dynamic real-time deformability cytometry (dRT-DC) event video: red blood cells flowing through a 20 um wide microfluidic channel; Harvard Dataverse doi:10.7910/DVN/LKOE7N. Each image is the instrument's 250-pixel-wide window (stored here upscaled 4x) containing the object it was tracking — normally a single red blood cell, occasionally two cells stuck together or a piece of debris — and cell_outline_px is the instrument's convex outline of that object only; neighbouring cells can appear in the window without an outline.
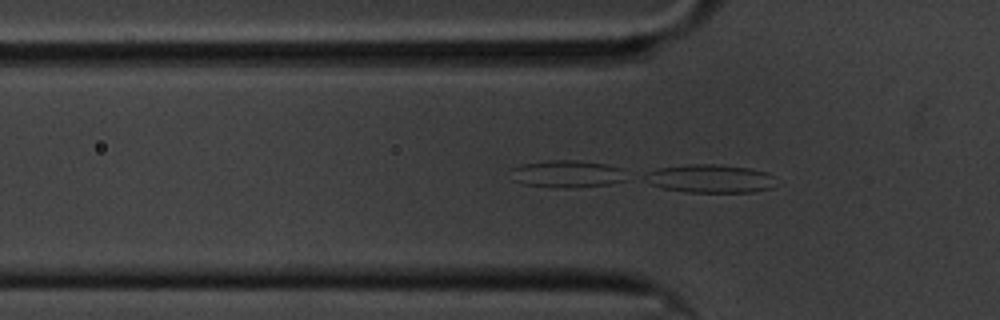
{"species": "common noctule bat (a hibernating species)", "species_latin": "Nyctalus noctula", "temperature_condition": "cold", "stored_images_in_passage": 57, "camera_frame_rate_fps": 3000, "um_per_image_px": 0.085, "animal": {"sex": "male", "body_mass_g": 20.1, "forearm_length_mm": 53.5}, "frame": {"image": 1, "passage_image": 17, "time_ms": 5.333, "image_size_px": [1000, 320], "cell_outline_px": [[772, 188], [752, 192], [684, 192], [664, 188], [652, 184], [644, 180], [644, 176], [648, 172], [660, 168], [692, 164], [716, 164], [748, 168], [768, 172], [772, 176]], "centroid_in_image_um": [60.35, 15.19], "position_along_channel_um": 65.4, "area_um2": 21.33}}
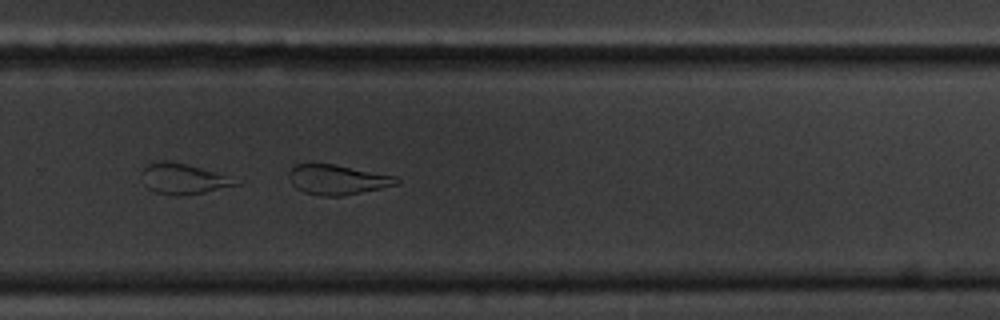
{"frame": {"image": 2, "passage_image": 38, "time_ms": 12.333, "image_size_px": [1000, 320], "cell_outline_px": [[400, 180], [396, 184], [380, 188], [340, 196], [320, 196], [304, 192], [296, 188], [288, 180], [288, 172], [296, 164], [336, 164], [396, 176]], "centroid_in_image_um": [28.64, 15.26], "position_along_channel_um": 301.2, "area_um2": 18.67}}
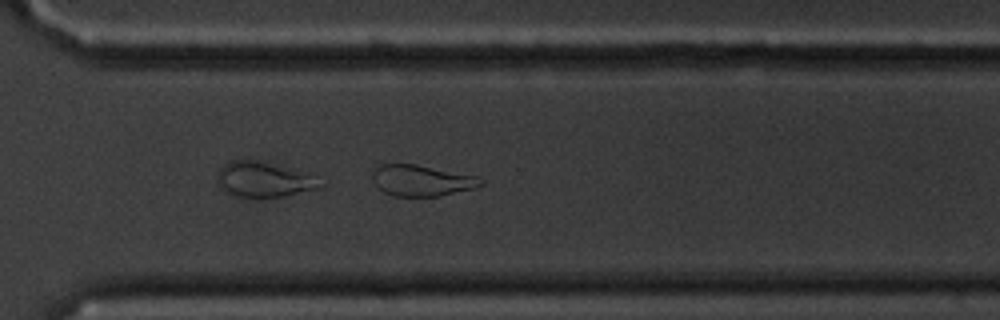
{"frame": {"image": 3, "passage_image": 41, "time_ms": 13.333, "image_size_px": [1000, 320], "cell_outline_px": [[484, 184], [472, 188], [440, 196], [392, 196], [384, 192], [376, 184], [372, 176], [372, 168], [376, 164], [416, 164], [476, 176], [484, 180]], "centroid_in_image_um": [35.8, 15.33], "position_along_channel_um": 334.8, "area_um2": 19.59}}